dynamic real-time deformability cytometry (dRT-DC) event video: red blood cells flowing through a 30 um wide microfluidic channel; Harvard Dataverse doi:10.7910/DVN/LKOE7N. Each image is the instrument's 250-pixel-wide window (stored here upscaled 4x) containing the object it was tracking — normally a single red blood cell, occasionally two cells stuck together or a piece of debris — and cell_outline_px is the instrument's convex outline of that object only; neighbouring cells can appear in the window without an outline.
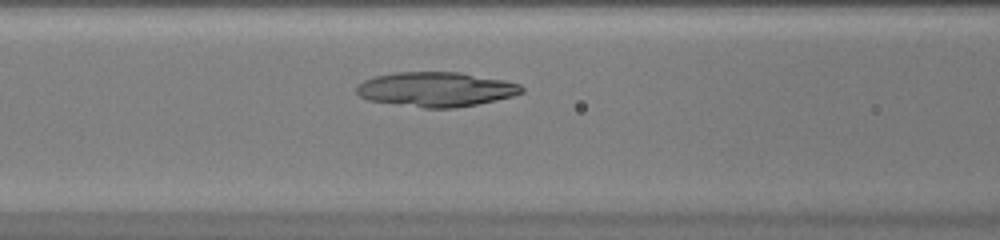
{"species": "common noctule bat (a hibernating species)", "species_latin": "Nyctalus noctula", "temperature_condition": "warm", "stored_images_in_passage": 33, "camera_frame_rate_fps": 3000, "um_per_image_px": 0.085, "animal": {"sex": "female", "body_mass_g": 20.0, "forearm_length_mm": 54.0}, "frame": {"image": 1, "passage_image": 10, "time_ms": 3.0, "image_size_px": [1000, 240], "cell_outline_px": [[524, 92], [512, 96], [496, 100], [476, 104], [452, 108], [424, 108], [368, 100], [360, 96], [356, 92], [356, 84], [364, 80], [376, 76], [396, 72], [460, 72], [504, 80], [520, 84], [524, 88]], "centroid_in_image_um": [37.05, 7.59], "position_along_channel_um": 129.5, "area_um2": 33.29}}
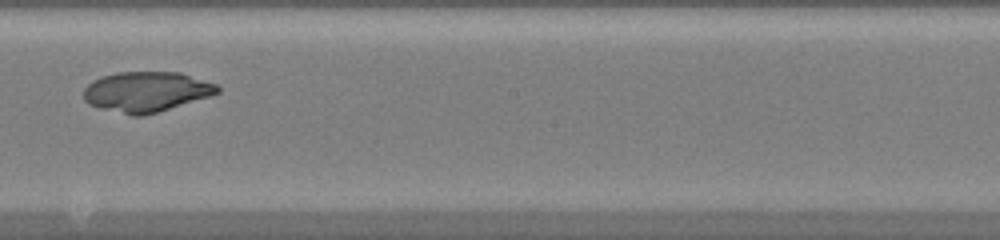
{"frame": {"image": 2, "passage_image": 17, "time_ms": 5.333, "image_size_px": [1000, 240], "cell_outline_px": [[220, 92], [208, 96], [144, 116], [132, 116], [100, 108], [88, 104], [84, 100], [84, 88], [92, 80], [116, 72], [180, 72], [216, 84], [220, 88]], "centroid_in_image_um": [12.4, 7.79], "position_along_channel_um": 235.8, "area_um2": 31.15}}
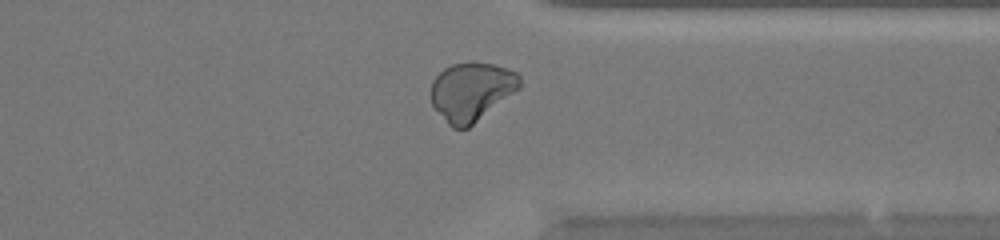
{"frame": {"image": 3, "passage_image": 26, "time_ms": 8.333, "image_size_px": [1000, 240], "cell_outline_px": [[520, 88], [468, 128], [452, 128], [448, 124], [432, 104], [432, 80], [444, 68], [452, 64], [468, 60], [472, 60], [492, 64], [508, 68], [516, 72], [520, 76]], "centroid_in_image_um": [40.08, 7.74], "position_along_channel_um": 371.3, "area_um2": 30.29}}